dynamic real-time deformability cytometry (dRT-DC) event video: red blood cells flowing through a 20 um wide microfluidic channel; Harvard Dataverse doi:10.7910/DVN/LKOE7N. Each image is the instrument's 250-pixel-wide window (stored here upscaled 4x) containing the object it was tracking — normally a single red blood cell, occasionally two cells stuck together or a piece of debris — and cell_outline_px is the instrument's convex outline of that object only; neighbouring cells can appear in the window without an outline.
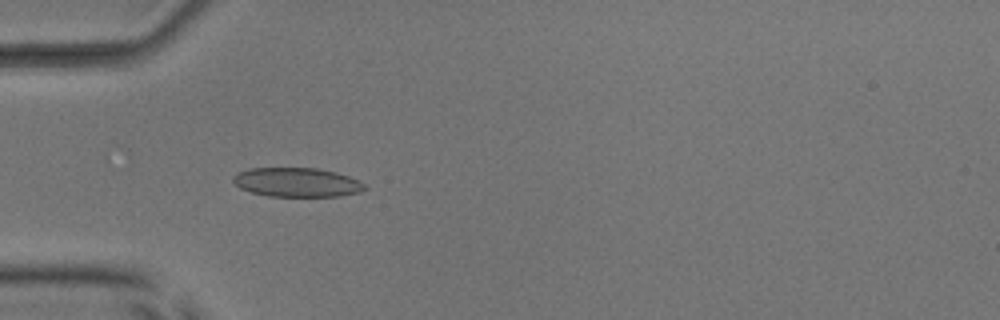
{"species": "common noctule bat (a hibernating species)", "species_latin": "Nyctalus noctula", "temperature_condition": "room temperature", "stored_images_in_passage": 51, "camera_frame_rate_fps": 3000, "um_per_image_px": 0.085, "animal": {"sex": "male", "body_mass_g": 17.9, "forearm_length_mm": 54.2}, "frame": {"image": 1, "passage_image": 16, "time_ms": 5.0, "image_size_px": [1000, 320], "cell_outline_px": [[368, 188], [360, 192], [340, 196], [268, 196], [252, 192], [240, 188], [232, 180], [232, 176], [248, 168], [316, 168], [336, 172], [348, 176], [364, 184]], "centroid_in_image_um": [25.23, 15.49], "position_along_channel_um": 59.8, "area_um2": 22.25}}
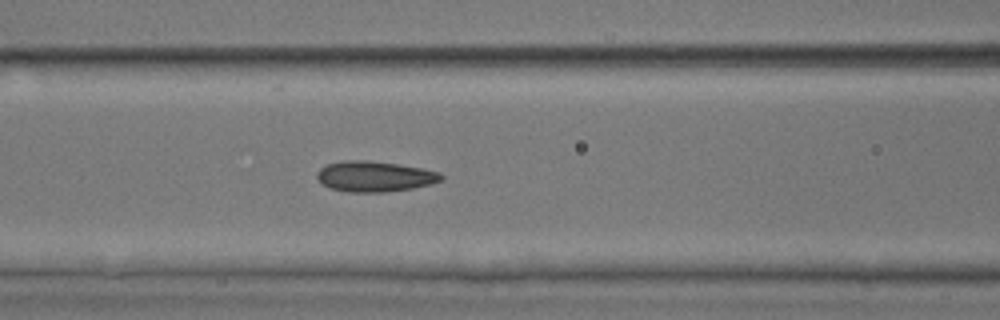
{"frame": {"image": 2, "passage_image": 22, "time_ms": 7.0, "image_size_px": [1000, 320], "cell_outline_px": [[444, 180], [432, 184], [412, 188], [384, 192], [348, 192], [332, 188], [324, 184], [316, 176], [316, 172], [320, 168], [328, 164], [344, 160], [368, 160], [396, 164], [420, 168], [440, 172], [444, 176]], "centroid_in_image_um": [31.87, 14.99], "position_along_channel_um": 134.7, "area_um2": 22.02}}
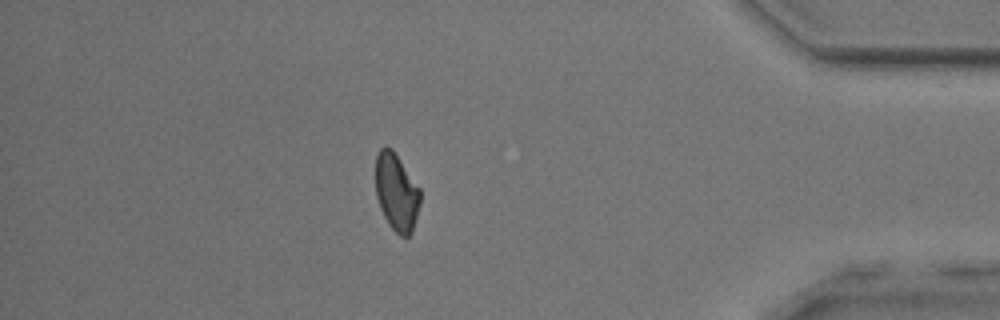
{"frame": {"image": 3, "passage_image": 45, "time_ms": 14.667, "image_size_px": [1000, 320], "cell_outline_px": [[420, 204], [412, 232], [408, 236], [400, 236], [388, 224], [380, 208], [376, 196], [376, 156], [380, 148], [384, 144], [392, 148], [420, 188]], "centroid_in_image_um": [33.7, 16.31], "position_along_channel_um": 401.5, "area_um2": 20.23}, "authors_computed_cell_mechanics": {"area_um2": 21.386, "velocity_mm_per_s": 3.974, "shape_relaxation_time_tau1_ms": null, "shape_relaxation_time_tau2_ms": 1.5989, "deformation_change_tau1": null, "deformation_change_tau2": 0.0757}}